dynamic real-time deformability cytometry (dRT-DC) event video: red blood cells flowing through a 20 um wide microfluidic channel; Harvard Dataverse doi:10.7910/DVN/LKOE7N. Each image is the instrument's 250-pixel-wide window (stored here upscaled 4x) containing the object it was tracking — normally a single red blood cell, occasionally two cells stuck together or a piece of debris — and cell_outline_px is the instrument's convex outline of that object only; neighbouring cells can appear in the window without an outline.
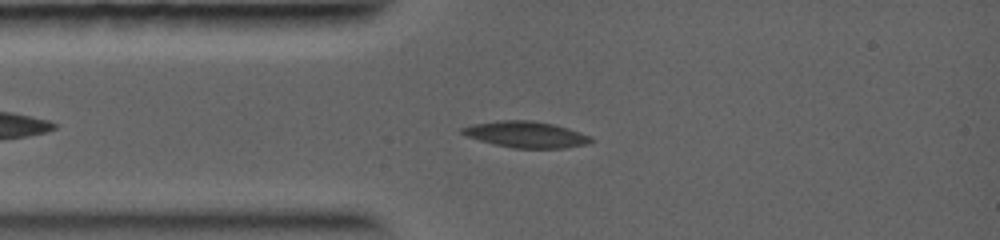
{"species": "common noctule bat (a hibernating species)", "species_latin": "Nyctalus noctula", "temperature_condition": "warm", "stored_images_in_passage": 34, "camera_frame_rate_fps": 5000, "um_per_image_px": 0.085, "animal": {"sex": "female", "body_mass_g": 19.0, "forearm_length_mm": 56.7}, "frame": {"image": 1, "passage_image": 8, "time_ms": 2.0, "image_size_px": [1000, 240], "cell_outline_px": [[596, 140], [588, 144], [564, 148], [512, 148], [480, 140], [468, 136], [460, 132], [460, 128], [472, 124], [500, 120], [532, 120], [552, 124], [568, 128], [592, 136]], "centroid_in_image_um": [44.76, 11.43], "position_along_channel_um": 40.2, "area_um2": 19.71}}
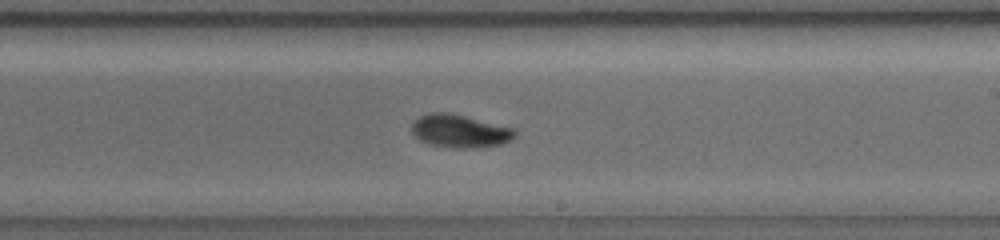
{"frame": {"image": 2, "passage_image": 20, "time_ms": 6.4, "image_size_px": [1000, 240], "cell_outline_px": [[520, 132], [512, 140], [500, 144], [480, 148], [456, 148], [432, 144], [420, 140], [412, 132], [412, 120], [416, 116], [432, 112], [448, 112], [516, 128]], "centroid_in_image_um": [39.13, 11.13], "position_along_channel_um": 249.9, "area_um2": 20.17}}
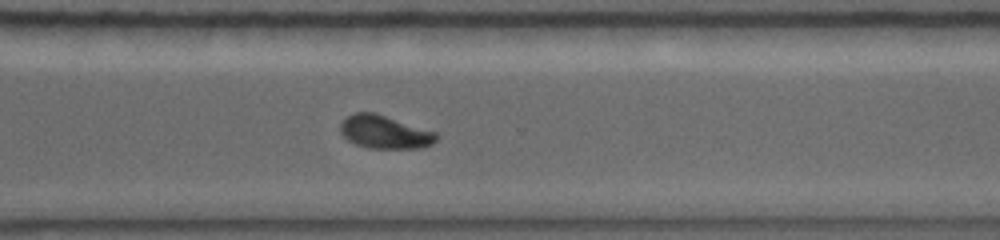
{"frame": {"image": 3, "passage_image": 25, "time_ms": 8.2, "image_size_px": [1000, 240], "cell_outline_px": [[440, 136], [432, 144], [420, 148], [368, 148], [356, 144], [348, 140], [340, 132], [340, 124], [348, 116], [356, 112], [376, 112], [436, 132]], "centroid_in_image_um": [32.72, 11.22], "position_along_channel_um": 337.9, "area_um2": 18.61}}